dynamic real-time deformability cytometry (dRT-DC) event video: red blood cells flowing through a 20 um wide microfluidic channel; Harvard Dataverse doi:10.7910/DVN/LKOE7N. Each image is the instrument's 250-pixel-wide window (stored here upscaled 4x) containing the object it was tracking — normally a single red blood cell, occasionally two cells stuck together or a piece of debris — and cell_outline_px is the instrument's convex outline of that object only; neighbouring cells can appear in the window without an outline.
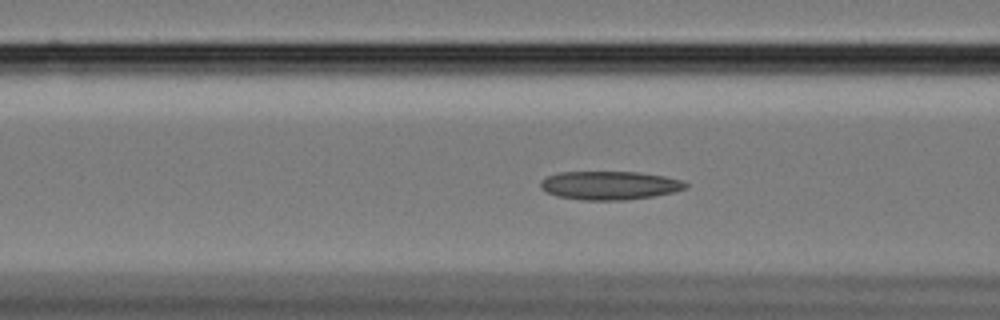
{"species": "Egyptian fruit bat (a non-hibernating species)", "species_latin": "Rousettus aegyptiacus", "temperature_condition": "cold", "stored_images_in_passage": 55, "camera_frame_rate_fps": 3000, "um_per_image_px": 0.085, "animal": {"sex": "female"}, "frame": {"image": 1, "passage_image": 19, "time_ms": 6.0, "image_size_px": [1000, 320], "cell_outline_px": [[688, 188], [676, 192], [652, 196], [624, 200], [584, 200], [556, 196], [544, 192], [540, 188], [540, 180], [548, 176], [560, 172], [636, 172], [664, 176], [680, 180], [688, 184]], "centroid_in_image_um": [51.79, 15.76], "position_along_channel_um": 114.8, "area_um2": 24.22}}
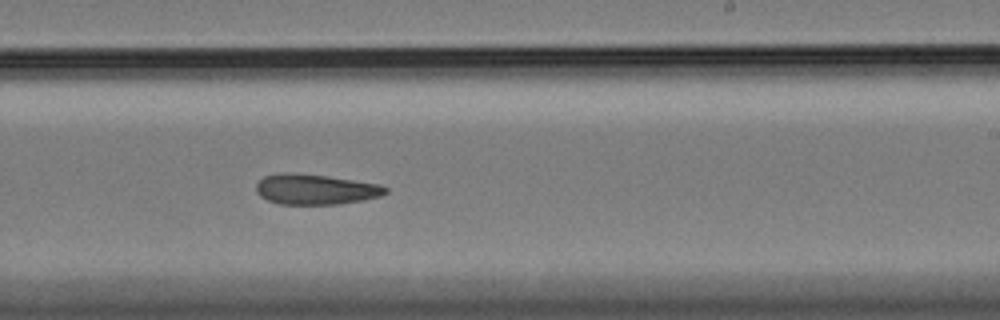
{"frame": {"image": 2, "passage_image": 32, "time_ms": 10.333, "image_size_px": [1000, 320], "cell_outline_px": [[388, 192], [380, 196], [340, 204], [280, 204], [268, 200], [260, 196], [256, 192], [256, 184], [264, 176], [284, 172], [328, 176], [380, 184], [388, 188]], "centroid_in_image_um": [26.81, 16.09], "position_along_channel_um": 262.2, "area_um2": 22.77}}
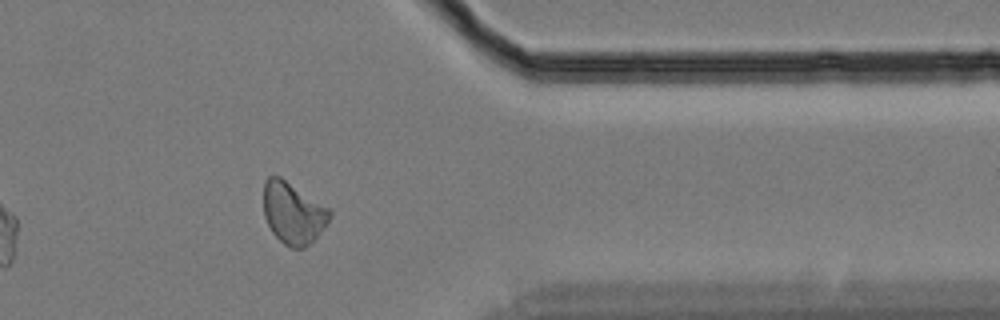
{"frame": {"image": 3, "passage_image": 44, "time_ms": 14.333, "image_size_px": [1000, 320], "cell_outline_px": [[332, 216], [320, 232], [304, 248], [292, 248], [284, 244], [272, 232], [264, 216], [264, 180], [268, 176], [280, 176], [328, 208], [332, 212]], "centroid_in_image_um": [24.89, 18.1], "position_along_channel_um": 386.5, "area_um2": 23.41}}